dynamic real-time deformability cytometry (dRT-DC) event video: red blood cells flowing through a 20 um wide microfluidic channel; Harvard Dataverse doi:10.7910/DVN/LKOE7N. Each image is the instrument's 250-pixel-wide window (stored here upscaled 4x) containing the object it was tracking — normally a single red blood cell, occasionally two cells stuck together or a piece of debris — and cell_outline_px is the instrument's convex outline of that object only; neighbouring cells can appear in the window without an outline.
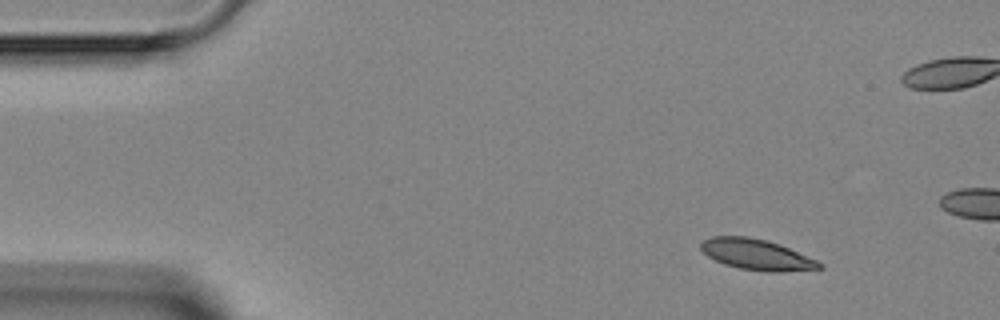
{"species": "Egyptian fruit bat (a non-hibernating species)", "species_latin": "Rousettus aegyptiacus", "temperature_condition": "room temperature", "stored_images_in_passage": 3, "camera_frame_rate_fps": 3000, "um_per_image_px": 0.085, "animal": {"sex": "female"}, "frame": {"image": 1, "passage_image": 1, "time_ms": 0.0, "image_size_px": [1000, 320], "cell_outline_px": [[824, 268], [780, 272], [768, 272], [740, 268], [724, 264], [708, 256], [700, 248], [700, 244], [704, 240], [712, 236], [748, 236], [768, 240], [780, 244], [816, 260], [824, 264]], "centroid_in_image_um": [64.33, 21.63], "position_along_channel_um": 20.7, "area_um2": 21.21}}